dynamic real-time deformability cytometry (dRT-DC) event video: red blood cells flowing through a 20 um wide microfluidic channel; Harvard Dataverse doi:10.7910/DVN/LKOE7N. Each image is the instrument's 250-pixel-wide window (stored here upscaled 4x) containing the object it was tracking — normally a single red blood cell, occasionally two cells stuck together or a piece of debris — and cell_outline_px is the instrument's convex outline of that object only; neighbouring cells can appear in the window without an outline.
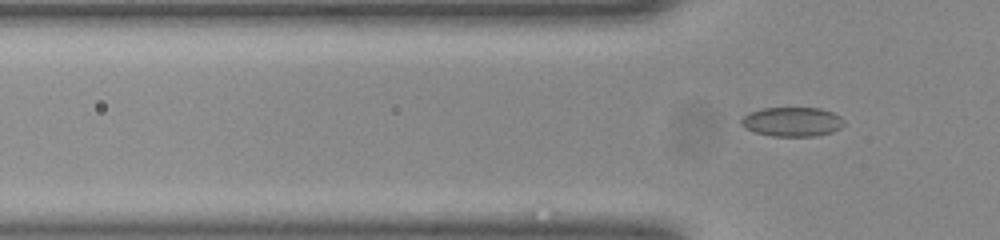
{"species": "common noctule bat (a hibernating species)", "species_latin": "Nyctalus noctula", "temperature_condition": "room temperature", "stored_images_in_passage": 6, "camera_frame_rate_fps": 3000, "um_per_image_px": 0.085, "animal": {"sex": "female", "body_mass_g": 23.0, "forearm_length_mm": 53.4}, "frame": {"image": 1, "passage_image": 6, "time_ms": 1.667, "image_size_px": [1000, 240], "cell_outline_px": [[844, 124], [840, 128], [832, 132], [816, 136], [772, 136], [756, 132], [740, 124], [740, 120], [748, 112], [764, 108], [820, 108], [832, 112], [840, 116], [844, 120]], "centroid_in_image_um": [67.35, 10.34], "position_along_channel_um": 58.4, "area_um2": 17.51}}